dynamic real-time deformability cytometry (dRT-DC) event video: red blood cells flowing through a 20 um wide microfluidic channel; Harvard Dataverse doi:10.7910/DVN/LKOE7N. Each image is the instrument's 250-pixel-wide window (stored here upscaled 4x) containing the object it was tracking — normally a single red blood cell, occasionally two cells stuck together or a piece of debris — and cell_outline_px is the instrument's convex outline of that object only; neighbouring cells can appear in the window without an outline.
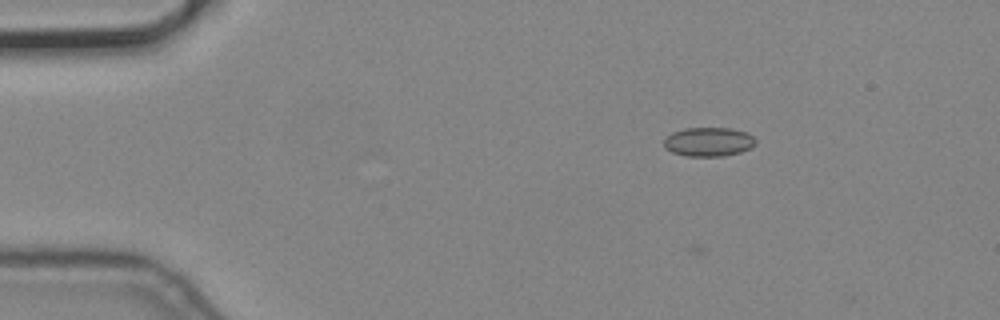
{"species": "common noctule bat (a hibernating species)", "species_latin": "Nyctalus noctula", "temperature_condition": "cold", "stored_images_in_passage": 6, "camera_frame_rate_fps": 3000, "um_per_image_px": 0.085, "animal": {"sex": "male", "body_mass_g": 19.2, "forearm_length_mm": 51.8}, "frame": {"image": 1, "passage_image": 1, "time_ms": 0.0, "image_size_px": [1000, 320], "cell_outline_px": [[756, 144], [740, 152], [724, 156], [684, 156], [672, 152], [664, 148], [664, 140], [672, 132], [684, 128], [732, 128], [748, 132], [756, 140]], "centroid_in_image_um": [60.22, 12.05], "position_along_channel_um": 24.8, "area_um2": 15.61}}
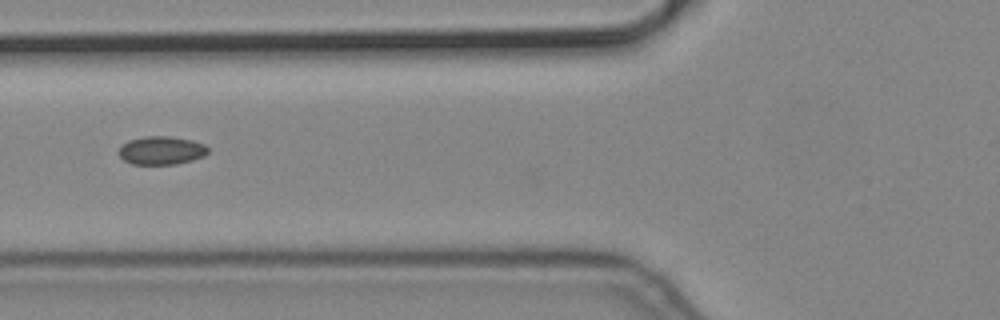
{"frame": {"image": 2, "passage_image": 5, "time_ms": 1.333, "image_size_px": [1000, 320], "cell_outline_px": [[208, 152], [204, 156], [192, 160], [176, 164], [132, 164], [124, 160], [116, 152], [120, 144], [128, 140], [148, 136], [172, 136], [192, 140], [204, 144], [208, 148]], "centroid_in_image_um": [13.68, 12.78], "position_along_channel_um": 112.1, "area_um2": 14.91}}
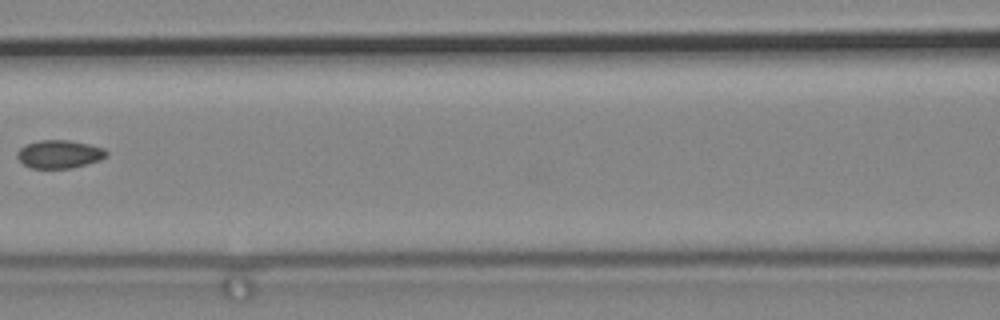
{"frame": {"image": 3, "passage_image": 6, "time_ms": 1.667, "image_size_px": [1000, 320], "cell_outline_px": [[108, 156], [100, 160], [72, 168], [32, 168], [24, 164], [16, 156], [16, 152], [24, 144], [40, 140], [68, 140], [88, 144], [104, 148], [108, 152]], "centroid_in_image_um": [5.04, 13.1], "position_along_channel_um": 161.6, "area_um2": 14.68}}